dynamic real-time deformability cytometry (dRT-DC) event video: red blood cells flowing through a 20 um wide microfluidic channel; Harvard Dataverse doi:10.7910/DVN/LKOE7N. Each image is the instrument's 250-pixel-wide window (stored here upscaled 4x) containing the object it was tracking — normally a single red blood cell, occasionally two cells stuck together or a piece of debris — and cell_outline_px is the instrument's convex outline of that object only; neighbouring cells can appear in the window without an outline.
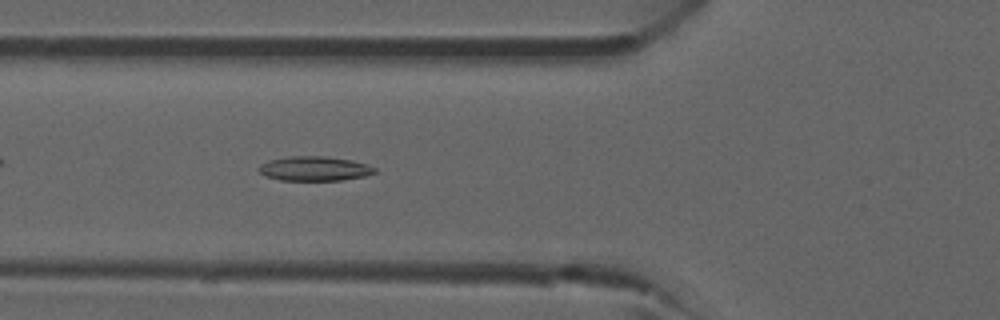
{"species": "common noctule bat (a hibernating species)", "species_latin": "Nyctalus noctula", "temperature_condition": "room temperature", "stored_images_in_passage": 23, "camera_frame_rate_fps": 3000, "um_per_image_px": 0.085, "animal": {"sex": "male", "forearm_length_mm": 52.5}, "frame": {"image": 1, "passage_image": 5, "time_ms": 1.333, "image_size_px": [1000, 320], "cell_outline_px": [[376, 172], [364, 176], [340, 180], [280, 180], [264, 176], [256, 168], [260, 164], [268, 160], [288, 156], [324, 156], [352, 160], [368, 164], [376, 168]], "centroid_in_image_um": [26.69, 14.32], "position_along_channel_um": 99.1, "area_um2": 16.65}}
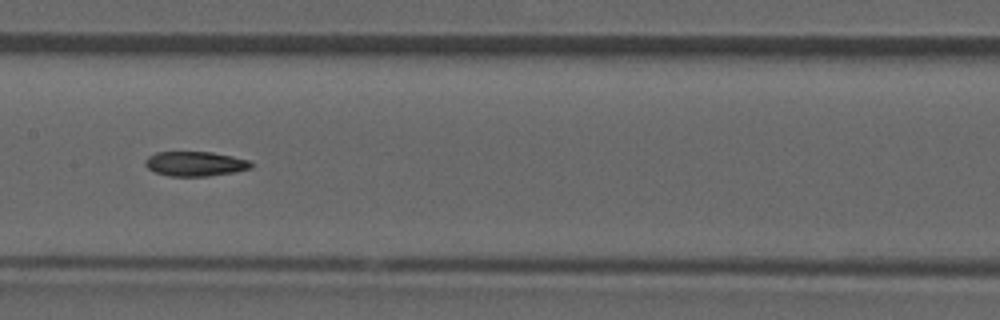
{"frame": {"image": 2, "passage_image": 12, "time_ms": 3.667, "image_size_px": [1000, 320], "cell_outline_px": [[252, 168], [232, 172], [208, 176], [168, 176], [156, 172], [148, 168], [144, 164], [144, 160], [148, 156], [156, 152], [212, 152], [232, 156], [248, 160], [252, 164]], "centroid_in_image_um": [16.56, 13.92], "position_along_channel_um": 190.8, "area_um2": 15.14}}
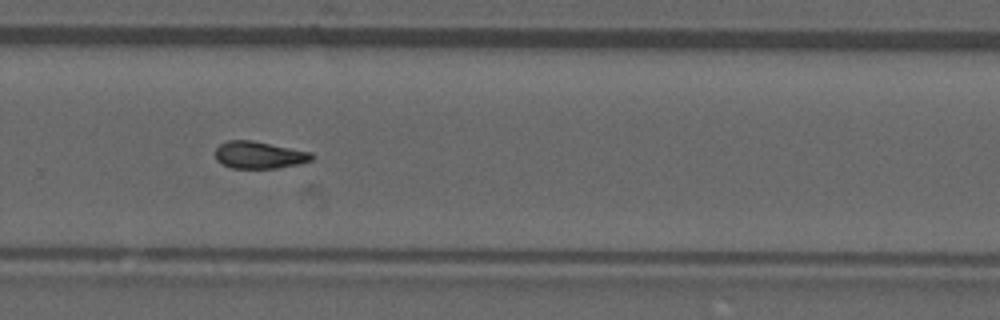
{"frame": {"image": 3, "passage_image": 21, "time_ms": 6.667, "image_size_px": [1000, 320], "cell_outline_px": [[312, 160], [296, 164], [276, 168], [232, 168], [220, 164], [216, 160], [216, 148], [220, 144], [228, 140], [252, 140], [312, 152]], "centroid_in_image_um": [21.99, 13.17], "position_along_channel_um": 307.8, "area_um2": 15.2}}